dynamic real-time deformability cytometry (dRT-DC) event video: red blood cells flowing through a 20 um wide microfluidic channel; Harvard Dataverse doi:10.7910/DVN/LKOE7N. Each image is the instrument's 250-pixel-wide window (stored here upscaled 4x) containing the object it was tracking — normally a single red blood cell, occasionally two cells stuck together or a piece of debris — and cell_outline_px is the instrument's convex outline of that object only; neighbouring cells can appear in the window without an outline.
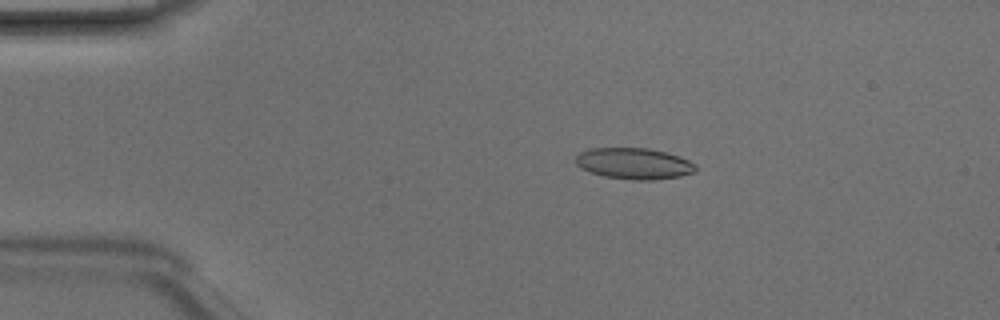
{"species": "Egyptian fruit bat (a non-hibernating species)", "species_latin": "Rousettus aegyptiacus", "temperature_condition": "room temperature", "stored_images_in_passage": 48, "camera_frame_rate_fps": 3000, "um_per_image_px": 0.085, "animal": {"sex": "male"}, "frame": {"image": 1, "passage_image": 9, "time_ms": 2.667, "image_size_px": [1000, 320], "cell_outline_px": [[696, 172], [680, 176], [652, 180], [632, 180], [604, 176], [580, 168], [576, 164], [576, 156], [580, 152], [592, 148], [648, 148], [680, 156], [696, 164]], "centroid_in_image_um": [53.91, 13.9], "position_along_channel_um": 31.1, "area_um2": 21.79}}
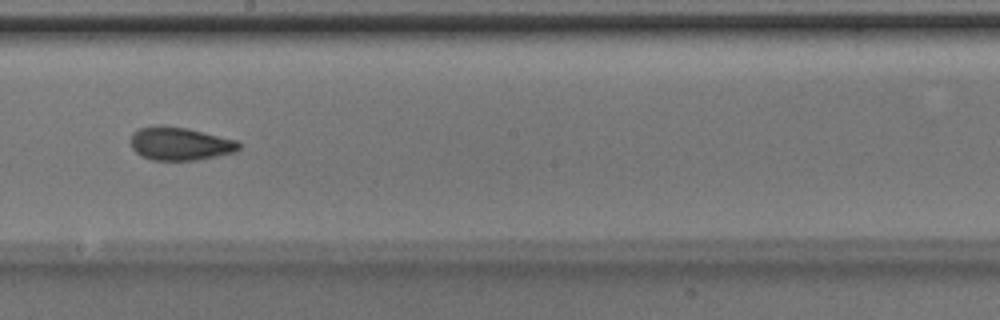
{"frame": {"image": 2, "passage_image": 27, "time_ms": 8.667, "image_size_px": [1000, 320], "cell_outline_px": [[240, 148], [236, 152], [196, 160], [152, 160], [140, 156], [132, 148], [132, 132], [140, 128], [156, 124], [164, 124], [188, 128], [236, 140], [240, 144]], "centroid_in_image_um": [15.28, 12.2], "position_along_channel_um": 232.9, "area_um2": 21.1}}
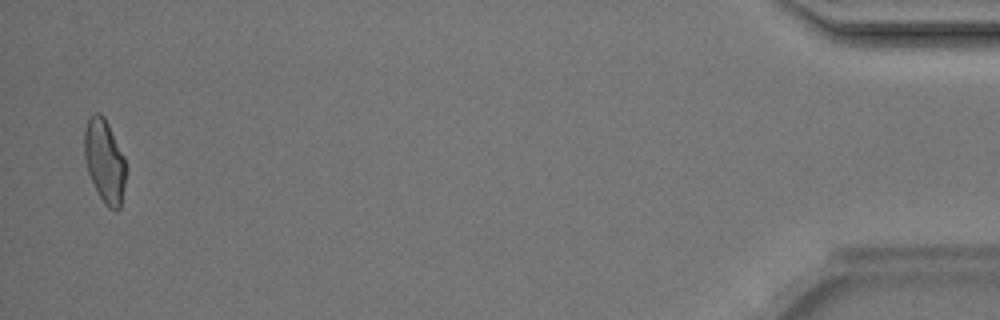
{"frame": {"image": 3, "passage_image": 47, "time_ms": 15.333, "image_size_px": [1000, 320], "cell_outline_px": [[124, 184], [120, 208], [116, 212], [108, 208], [104, 204], [88, 172], [84, 156], [84, 132], [88, 120], [96, 112], [100, 112], [104, 116], [124, 156]], "centroid_in_image_um": [8.87, 13.69], "position_along_channel_um": 426.3, "area_um2": 19.77}, "authors_computed_cell_mechanics": {"area_um2": 20.7791, "velocity_mm_per_s": 4.2154, "shape_relaxation_time_tau1_ms": 9.9634, "shape_relaxation_time_tau2_ms": 1.9082, "deformation_change_tau1": 0.2472, "deformation_change_tau2": 0.086}}